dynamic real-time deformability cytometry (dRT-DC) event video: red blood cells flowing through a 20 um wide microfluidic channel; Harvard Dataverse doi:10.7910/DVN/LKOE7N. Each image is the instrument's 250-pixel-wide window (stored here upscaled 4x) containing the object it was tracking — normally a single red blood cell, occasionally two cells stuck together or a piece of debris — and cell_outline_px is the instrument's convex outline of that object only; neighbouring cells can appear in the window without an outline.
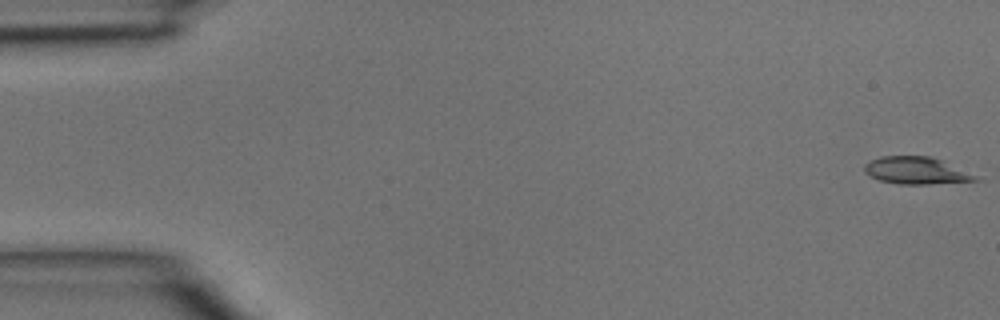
{"species": "common noctule bat (a hibernating species)", "species_latin": "Nyctalus noctula", "temperature_condition": "room temperature", "stored_images_in_passage": 4, "camera_frame_rate_fps": 3000, "um_per_image_px": 0.085, "animal": {"sex": "male", "body_mass_g": 15.6}, "frame": {"image": 1, "passage_image": 1, "time_ms": 0.0, "image_size_px": [1000, 320], "cell_outline_px": [[984, 180], [928, 184], [900, 184], [880, 180], [864, 172], [864, 164], [880, 156], [928, 156], [940, 160], [980, 176]], "centroid_in_image_um": [77.92, 14.5], "position_along_channel_um": 7.1, "area_um2": 17.51}}